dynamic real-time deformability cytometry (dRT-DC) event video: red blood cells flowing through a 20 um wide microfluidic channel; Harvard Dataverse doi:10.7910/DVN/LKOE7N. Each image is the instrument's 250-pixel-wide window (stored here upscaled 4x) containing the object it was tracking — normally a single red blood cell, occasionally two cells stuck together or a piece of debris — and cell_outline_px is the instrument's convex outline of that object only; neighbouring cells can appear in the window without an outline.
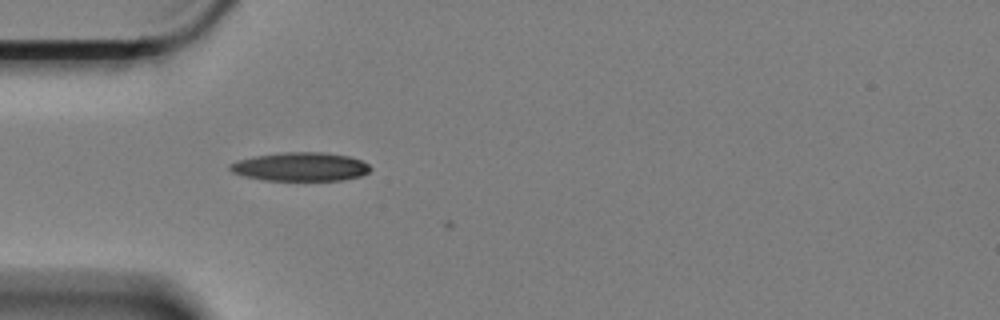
{"species": "Egyptian fruit bat (a non-hibernating species)", "species_latin": "Rousettus aegyptiacus", "temperature_condition": "cold", "stored_images_in_passage": 6, "camera_frame_rate_fps": 3000, "um_per_image_px": 0.085, "animal": {"sex": "female"}, "frame": {"image": 1, "passage_image": 6, "time_ms": 1.667, "image_size_px": [1000, 320], "cell_outline_px": [[372, 168], [368, 172], [360, 176], [340, 180], [264, 180], [244, 176], [232, 172], [228, 168], [228, 164], [252, 156], [284, 152], [324, 152], [348, 156], [360, 160], [368, 164]], "centroid_in_image_um": [25.52, 14.17], "position_along_channel_um": 59.5, "area_um2": 23.41}}